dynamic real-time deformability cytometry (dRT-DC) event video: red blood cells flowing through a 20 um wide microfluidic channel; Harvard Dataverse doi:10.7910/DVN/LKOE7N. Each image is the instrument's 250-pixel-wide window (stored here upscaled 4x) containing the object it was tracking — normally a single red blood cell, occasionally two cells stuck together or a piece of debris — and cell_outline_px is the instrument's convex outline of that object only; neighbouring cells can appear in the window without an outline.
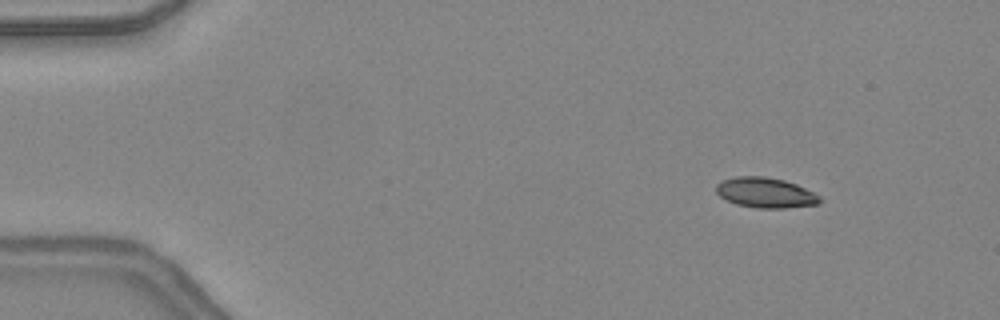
{"species": "common noctule bat (a hibernating species)", "species_latin": "Nyctalus noctula", "temperature_condition": "warm", "stored_images_in_passage": 48, "camera_frame_rate_fps": 3000, "um_per_image_px": 0.085, "animal": {"sex": "female", "body_mass_g": 24.6, "forearm_length_mm": 56.2}, "frame": {"image": 1, "passage_image": 6, "time_ms": 1.667, "image_size_px": [1000, 320], "cell_outline_px": [[820, 204], [784, 208], [756, 208], [736, 204], [720, 196], [716, 192], [716, 184], [720, 180], [736, 176], [764, 176], [784, 180], [796, 184], [820, 196]], "centroid_in_image_um": [65.04, 16.37], "position_along_channel_um": 20.0, "area_um2": 18.26}}
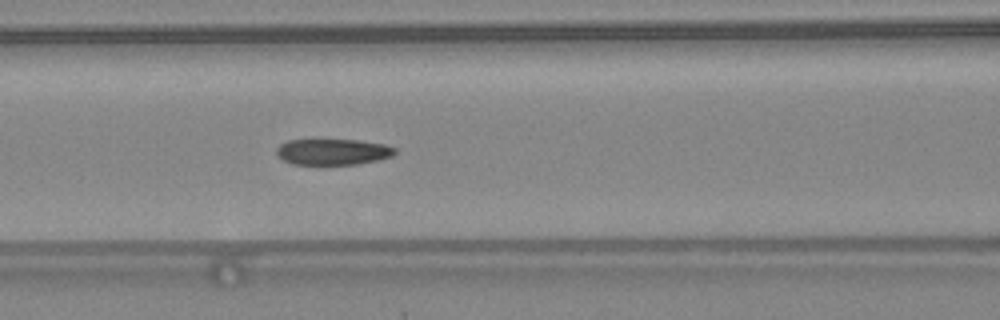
{"frame": {"image": 2, "passage_image": 21, "time_ms": 6.667, "image_size_px": [1000, 320], "cell_outline_px": [[396, 152], [392, 156], [376, 160], [356, 164], [292, 164], [284, 160], [276, 152], [276, 148], [280, 144], [288, 140], [360, 140], [384, 144], [396, 148]], "centroid_in_image_um": [28.3, 12.9], "position_along_channel_um": 138.3, "area_um2": 17.8}}
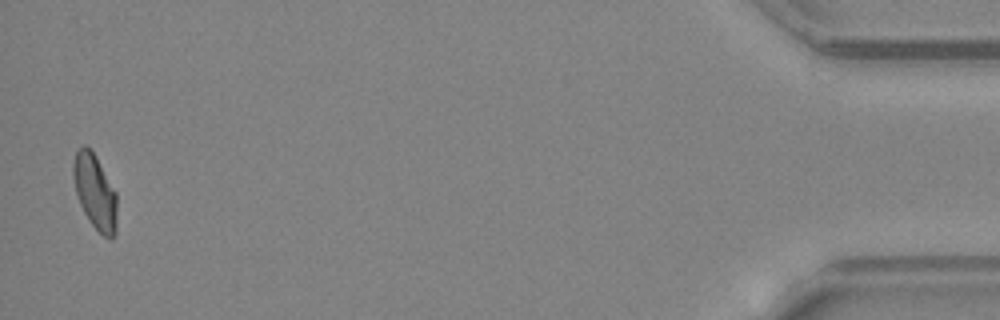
{"frame": {"image": 3, "passage_image": 47, "time_ms": 15.333, "image_size_px": [1000, 320], "cell_outline_px": [[116, 232], [112, 240], [108, 240], [92, 224], [84, 212], [80, 204], [76, 192], [72, 176], [72, 164], [76, 152], [84, 144], [96, 156], [116, 192]], "centroid_in_image_um": [8.07, 16.32], "position_along_channel_um": 427.1, "area_um2": 18.96}, "authors_computed_cell_mechanics": {"area_um2": 19.074, "velocity_mm_per_s": 4.3878, "shape_relaxation_time_tau1_ms": null, "shape_relaxation_time_tau2_ms": 1.6053, "deformation_change_tau1": null, "deformation_change_tau2": 0.0762}}